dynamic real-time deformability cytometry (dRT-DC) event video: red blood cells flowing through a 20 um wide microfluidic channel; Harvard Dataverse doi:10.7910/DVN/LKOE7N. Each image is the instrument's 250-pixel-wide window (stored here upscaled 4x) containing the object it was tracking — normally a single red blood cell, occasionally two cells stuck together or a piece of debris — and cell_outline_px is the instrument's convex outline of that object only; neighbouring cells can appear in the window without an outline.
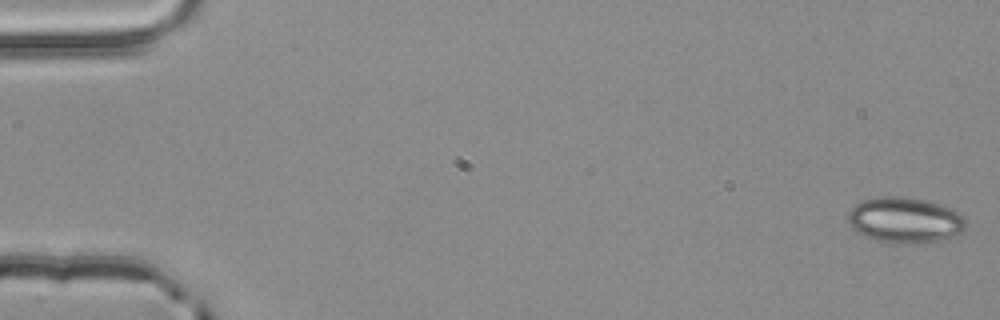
{"species": "common noctule bat (a hibernating species)", "species_latin": "Nyctalus noctula", "temperature_condition": "room temperature", "stored_images_in_passage": 4, "camera_frame_rate_fps": 3000, "um_per_image_px": 0.085, "animal": {"sex": "male", "body_mass_g": 20.4}, "frame": {"image": 1, "passage_image": 1, "time_ms": 0.0, "image_size_px": [1000, 320], "cell_outline_px": [[964, 228], [960, 232], [952, 236], [924, 244], [888, 244], [864, 236], [856, 232], [848, 224], [848, 212], [856, 204], [864, 200], [884, 196], [900, 196], [924, 200], [948, 208], [964, 216]], "centroid_in_image_um": [76.85, 18.74], "position_along_channel_um": 8.1, "area_um2": 31.33}}